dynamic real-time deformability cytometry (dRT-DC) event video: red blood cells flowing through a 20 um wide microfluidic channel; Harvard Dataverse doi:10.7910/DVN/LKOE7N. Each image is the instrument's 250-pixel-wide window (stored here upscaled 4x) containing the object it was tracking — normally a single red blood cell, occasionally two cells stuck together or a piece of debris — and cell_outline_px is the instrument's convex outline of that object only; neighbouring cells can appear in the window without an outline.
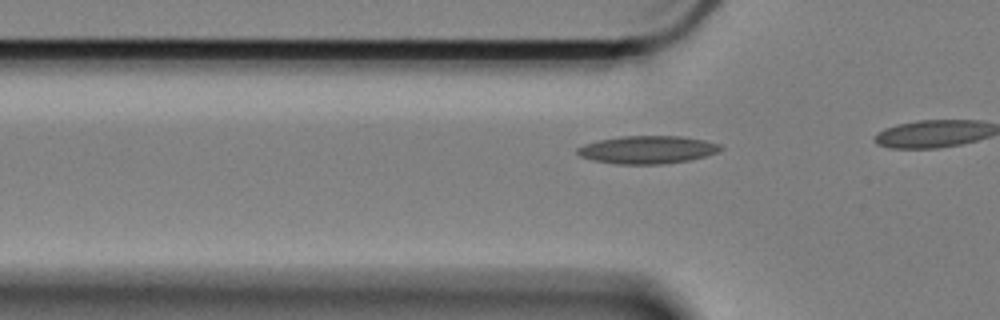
{"species": "Egyptian fruit bat (a non-hibernating species)", "species_latin": "Rousettus aegyptiacus", "temperature_condition": "cold", "stored_images_in_passage": 18, "camera_frame_rate_fps": 3000, "um_per_image_px": 0.085, "animal": {"sex": "female"}, "frame": {"image": 1, "passage_image": 15, "time_ms": 4.667, "image_size_px": [1000, 320], "cell_outline_px": [[724, 148], [716, 152], [704, 156], [688, 160], [664, 164], [616, 164], [592, 160], [580, 156], [576, 152], [576, 148], [584, 144], [596, 140], [620, 136], [680, 136], [704, 140], [720, 144]], "centroid_in_image_um": [54.99, 12.72], "position_along_channel_um": 70.8, "area_um2": 23.29}}